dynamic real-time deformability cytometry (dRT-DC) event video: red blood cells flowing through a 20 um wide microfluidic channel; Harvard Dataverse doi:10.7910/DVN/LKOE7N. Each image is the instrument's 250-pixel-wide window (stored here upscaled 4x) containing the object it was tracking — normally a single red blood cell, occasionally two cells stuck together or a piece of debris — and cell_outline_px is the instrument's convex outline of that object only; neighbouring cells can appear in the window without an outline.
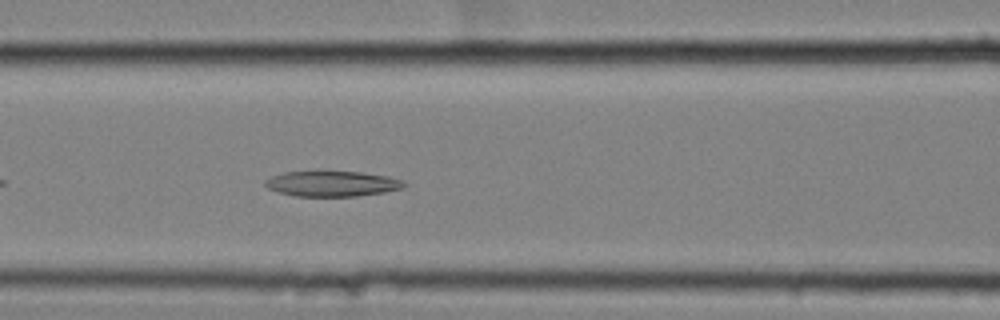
{"species": "common noctule bat (a hibernating species)", "species_latin": "Nyctalus noctula", "temperature_condition": "cold", "stored_images_in_passage": 43, "camera_frame_rate_fps": 3000, "um_per_image_px": 0.085, "animal": {"sex": "female", "body_mass_g": 25.1}, "frame": {"image": 1, "passage_image": 10, "time_ms": 3.0, "image_size_px": [1000, 320], "cell_outline_px": [[408, 184], [404, 188], [384, 192], [356, 196], [296, 196], [280, 192], [268, 188], [264, 184], [264, 180], [272, 176], [284, 172], [360, 172], [388, 176], [400, 180]], "centroid_in_image_um": [28.24, 15.62], "position_along_channel_um": 138.4, "area_um2": 20.35}}
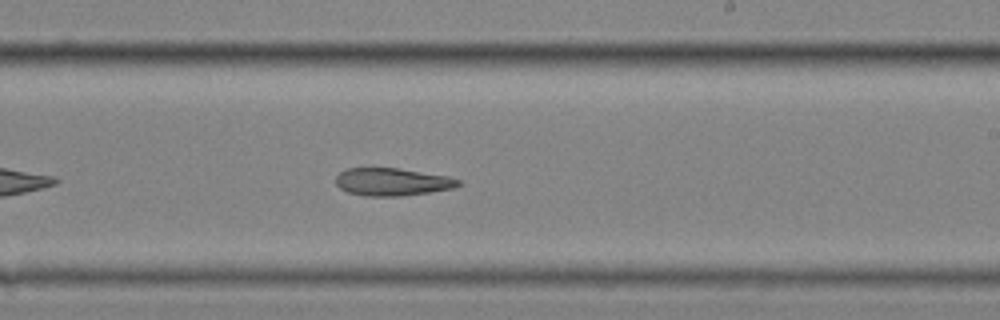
{"frame": {"image": 2, "passage_image": 20, "time_ms": 6.333, "image_size_px": [1000, 320], "cell_outline_px": [[464, 184], [456, 188], [400, 196], [364, 196], [348, 192], [340, 188], [336, 184], [336, 176], [344, 168], [396, 168], [448, 176], [460, 180]], "centroid_in_image_um": [33.35, 15.46], "position_along_channel_um": 255.6, "area_um2": 19.83}}
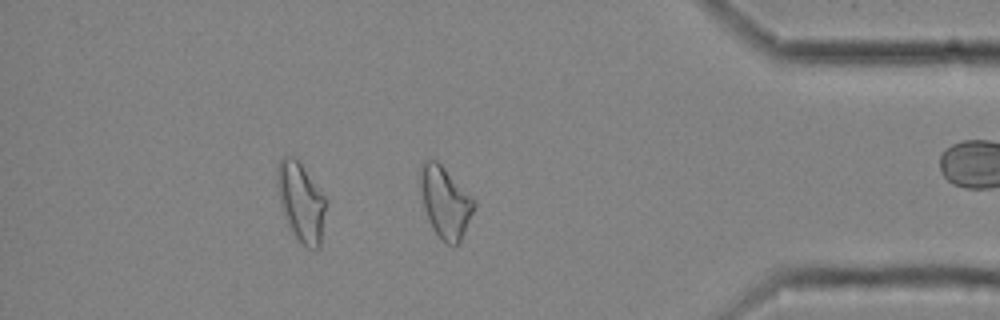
{"frame": {"image": 3, "passage_image": 34, "time_ms": 11.0, "image_size_px": [1000, 320], "cell_outline_px": [[476, 208], [460, 240], [452, 248], [432, 228], [428, 220], [424, 208], [420, 188], [420, 164], [424, 160], [436, 160], [476, 200]], "centroid_in_image_um": [37.85, 17.18], "position_along_channel_um": 397.4, "area_um2": 22.2}}